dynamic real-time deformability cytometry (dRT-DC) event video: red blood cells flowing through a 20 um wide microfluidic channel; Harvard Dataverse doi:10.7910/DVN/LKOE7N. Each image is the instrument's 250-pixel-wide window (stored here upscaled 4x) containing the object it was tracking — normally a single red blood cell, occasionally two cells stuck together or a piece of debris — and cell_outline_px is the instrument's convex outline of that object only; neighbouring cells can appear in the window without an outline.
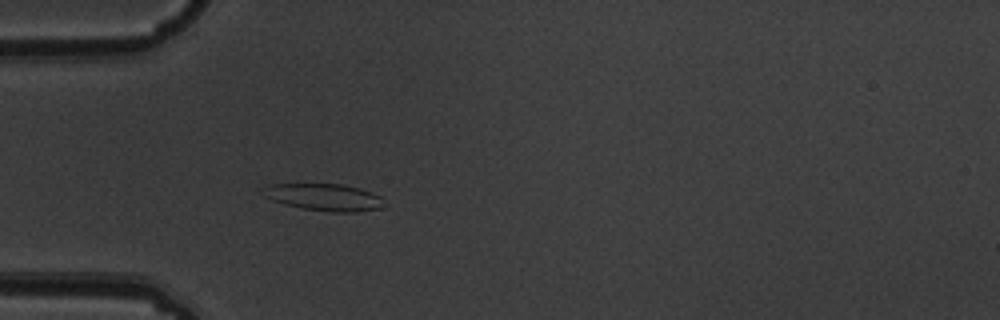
{"species": "common noctule bat (a hibernating species)", "species_latin": "Nyctalus noctula", "temperature_condition": "warm", "stored_images_in_passage": 3, "camera_frame_rate_fps": 3000, "um_per_image_px": 0.085, "animal": {"sex": "male", "body_mass_g": 19.5, "forearm_length_mm": 54.6}, "frame": {"image": 1, "passage_image": 3, "time_ms": 0.667, "image_size_px": [1000, 320], "cell_outline_px": [[384, 208], [356, 212], [332, 212], [304, 208], [284, 204], [264, 196], [260, 192], [260, 188], [264, 184], [344, 184], [380, 196]], "centroid_in_image_um": [27.48, 16.75], "position_along_channel_um": 57.5, "area_um2": 19.02}}